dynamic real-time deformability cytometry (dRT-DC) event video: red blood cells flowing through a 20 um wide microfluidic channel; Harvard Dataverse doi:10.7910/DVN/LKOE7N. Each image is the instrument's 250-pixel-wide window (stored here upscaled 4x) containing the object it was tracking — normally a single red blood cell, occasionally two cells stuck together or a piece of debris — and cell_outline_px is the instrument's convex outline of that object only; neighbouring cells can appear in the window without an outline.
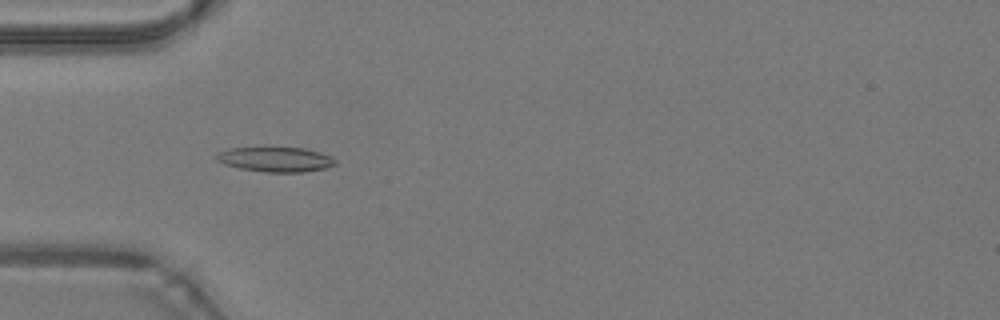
{"species": "common noctule bat (a hibernating species)", "species_latin": "Nyctalus noctula", "temperature_condition": "warm", "stored_images_in_passage": 49, "camera_frame_rate_fps": 3000, "um_per_image_px": 0.085, "animal": {"sex": "male", "body_mass_g": 19.2, "forearm_length_mm": 51.8}, "frame": {"image": 1, "passage_image": 16, "time_ms": 5.0, "image_size_px": [1000, 320], "cell_outline_px": [[336, 164], [324, 168], [304, 172], [264, 172], [240, 168], [224, 164], [216, 160], [216, 152], [228, 148], [264, 144], [304, 148], [320, 152], [332, 156], [336, 160]], "centroid_in_image_um": [23.36, 13.48], "position_along_channel_um": 61.6, "area_um2": 18.26}}
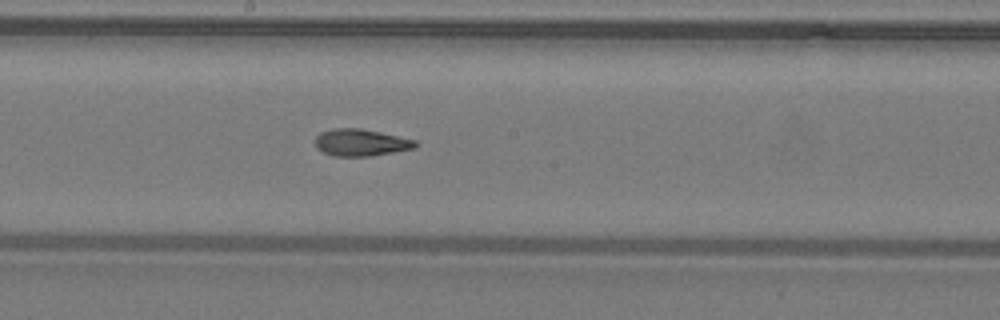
{"frame": {"image": 2, "passage_image": 27, "time_ms": 8.667, "image_size_px": [1000, 320], "cell_outline_px": [[420, 144], [416, 148], [368, 156], [332, 156], [316, 148], [316, 136], [320, 132], [332, 128], [360, 128], [380, 132], [416, 140]], "centroid_in_image_um": [30.68, 12.11], "position_along_channel_um": 217.5, "area_um2": 15.78}}
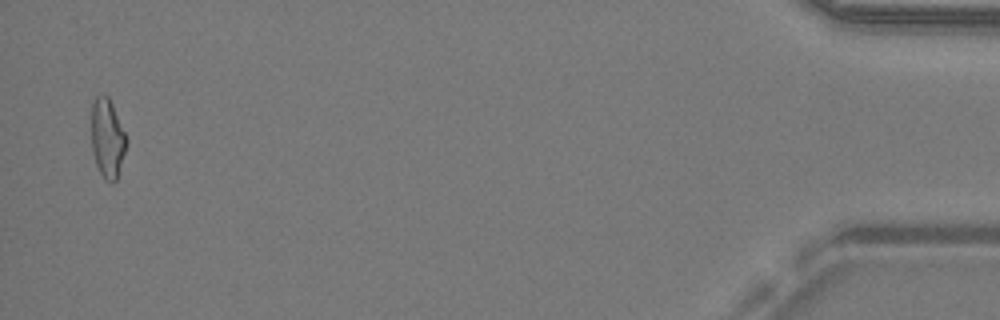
{"frame": {"image": 3, "passage_image": 48, "time_ms": 15.667, "image_size_px": [1000, 320], "cell_outline_px": [[128, 140], [116, 180], [112, 184], [104, 180], [96, 164], [92, 148], [92, 100], [96, 96], [108, 96], [112, 104]], "centroid_in_image_um": [9.12, 11.77], "position_along_channel_um": 426.1, "area_um2": 15.95}, "authors_computed_cell_mechanics": {"area_um2": 16.0684, "velocity_mm_per_s": 4.2872, "shape_relaxation_time_tau1_ms": 10.6829, "shape_relaxation_time_tau2_ms": 3.4361, "deformation_change_tau1": 0.2719, "deformation_change_tau2": 0.0873}}